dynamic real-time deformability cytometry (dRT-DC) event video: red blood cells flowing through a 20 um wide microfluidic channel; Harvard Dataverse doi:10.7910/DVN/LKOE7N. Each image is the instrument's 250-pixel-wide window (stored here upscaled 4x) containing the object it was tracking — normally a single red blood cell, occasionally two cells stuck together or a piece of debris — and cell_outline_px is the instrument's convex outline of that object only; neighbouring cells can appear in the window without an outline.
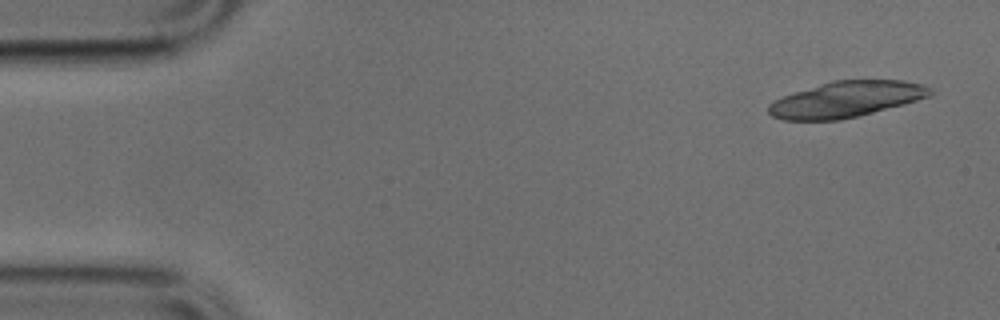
{"species": "common noctule bat (a hibernating species)", "species_latin": "Nyctalus noctula", "temperature_condition": "cold", "stored_images_in_passage": 14, "camera_frame_rate_fps": 3000, "um_per_image_px": 0.085, "animal": {"sex": "male", "body_mass_g": 17.9, "forearm_length_mm": 54.2}, "frame": {"image": 1, "passage_image": 1, "time_ms": 0.0, "image_size_px": [1000, 320], "cell_outline_px": [[936, 92], [932, 96], [904, 104], [840, 120], [784, 120], [772, 116], [768, 112], [768, 104], [784, 96], [820, 84], [836, 80], [904, 80], [920, 84], [932, 88]], "centroid_in_image_um": [71.98, 8.44], "position_along_channel_um": 13.0, "area_um2": 33.52}}